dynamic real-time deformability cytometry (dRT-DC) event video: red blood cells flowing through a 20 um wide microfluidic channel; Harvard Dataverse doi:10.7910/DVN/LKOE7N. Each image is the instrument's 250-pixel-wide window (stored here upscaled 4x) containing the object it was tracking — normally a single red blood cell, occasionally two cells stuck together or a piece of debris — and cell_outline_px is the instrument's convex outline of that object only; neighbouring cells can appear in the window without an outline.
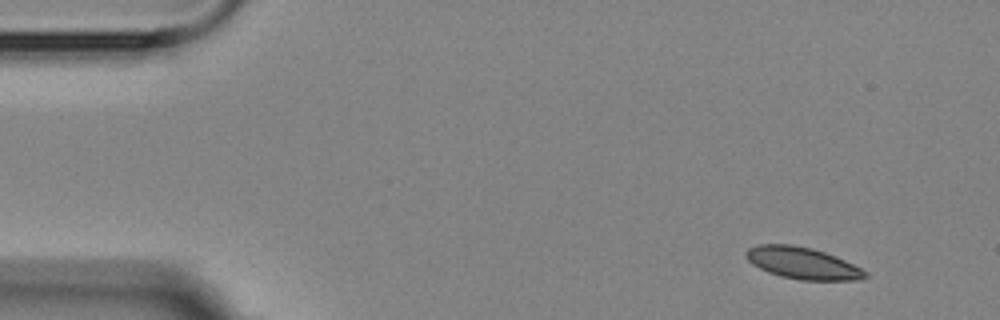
{"species": "Egyptian fruit bat (a non-hibernating species)", "species_latin": "Rousettus aegyptiacus", "temperature_condition": "room temperature", "stored_images_in_passage": 5, "segment_of_instrument_passage": [1, 2], "camera_frame_rate_fps": 3000, "um_per_image_px": 0.085, "animal": {"sex": "female"}, "frame": {"image": 1, "passage_image": 1, "time_ms": 0.0, "image_size_px": [1000, 320], "cell_outline_px": [[868, 276], [860, 280], [800, 280], [780, 276], [768, 272], [752, 264], [744, 256], [744, 252], [748, 248], [760, 244], [792, 244], [812, 248], [836, 256], [868, 272]], "centroid_in_image_um": [68.19, 22.36], "position_along_channel_um": 16.8, "area_um2": 22.14}}
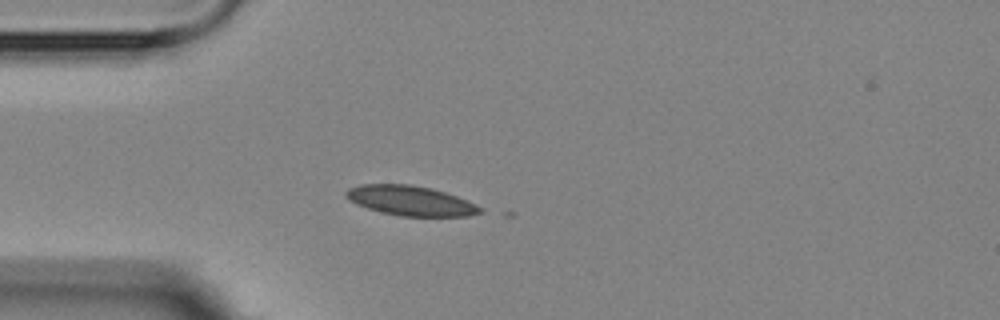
{"frame": {"image": 2, "passage_image": 3, "time_ms": 3.333, "image_size_px": [1000, 320], "cell_outline_px": [[484, 212], [468, 216], [400, 216], [380, 212], [356, 204], [348, 200], [344, 196], [344, 192], [348, 188], [360, 184], [408, 184], [432, 188], [456, 196], [484, 208]], "centroid_in_image_um": [34.86, 17.06], "position_along_channel_um": 50.1, "area_um2": 23.41}}